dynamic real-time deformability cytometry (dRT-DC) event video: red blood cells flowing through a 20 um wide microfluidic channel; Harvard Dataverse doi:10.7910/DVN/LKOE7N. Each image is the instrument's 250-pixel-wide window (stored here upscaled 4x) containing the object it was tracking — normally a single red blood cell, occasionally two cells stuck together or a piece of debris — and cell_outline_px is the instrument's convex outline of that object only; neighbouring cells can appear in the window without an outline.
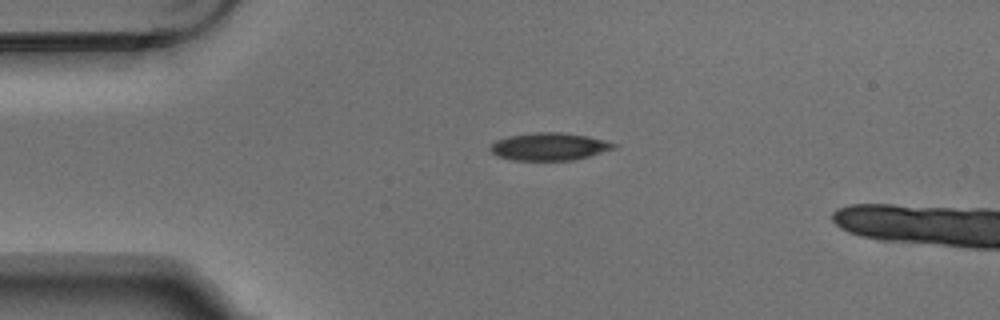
{"species": "Egyptian fruit bat (a non-hibernating species)", "species_latin": "Rousettus aegyptiacus", "temperature_condition": "warm", "stored_images_in_passage": 3, "camera_frame_rate_fps": 3000, "um_per_image_px": 0.085, "animal": {"sex": "male"}, "frame": {"image": 1, "passage_image": 1, "time_ms": 0.0, "image_size_px": [1000, 320], "cell_outline_px": [[620, 144], [616, 148], [588, 156], [572, 160], [512, 160], [496, 156], [488, 148], [496, 140], [508, 136], [536, 132], [560, 132], [588, 136]], "centroid_in_image_um": [46.69, 12.45], "position_along_channel_um": 38.3, "area_um2": 19.88}}